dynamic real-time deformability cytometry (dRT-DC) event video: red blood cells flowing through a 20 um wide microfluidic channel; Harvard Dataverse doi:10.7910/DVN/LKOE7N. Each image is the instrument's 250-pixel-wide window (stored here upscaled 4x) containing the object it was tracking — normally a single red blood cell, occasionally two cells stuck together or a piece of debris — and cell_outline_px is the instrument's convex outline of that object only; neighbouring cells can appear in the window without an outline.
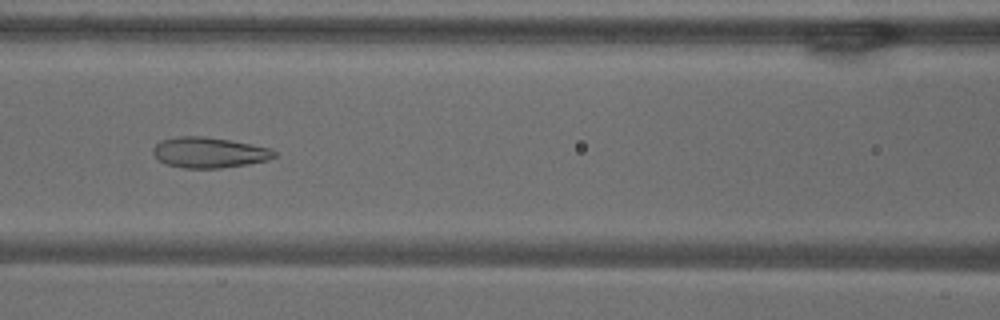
{"species": "common noctule bat (a hibernating species)", "species_latin": "Nyctalus noctula", "temperature_condition": "warm", "stored_images_in_passage": 54, "camera_frame_rate_fps": 3000, "um_per_image_px": 0.085, "animal": {"sex": "male", "body_mass_g": 18.8}, "frame": {"image": 1, "passage_image": 23, "time_ms": 7.333, "image_size_px": [1000, 320], "cell_outline_px": [[276, 156], [268, 160], [248, 164], [220, 168], [184, 168], [164, 164], [152, 152], [152, 148], [160, 140], [180, 136], [204, 136], [228, 140], [272, 148], [276, 152]], "centroid_in_image_um": [17.77, 12.96], "position_along_channel_um": 148.8, "area_um2": 21.62}}
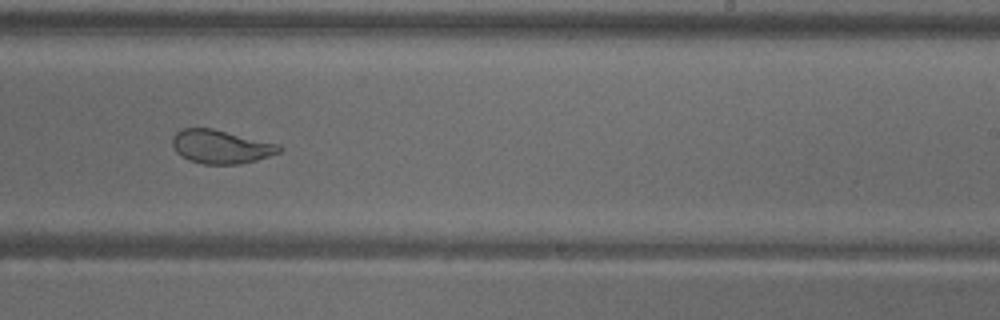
{"frame": {"image": 2, "passage_image": 33, "time_ms": 10.667, "image_size_px": [1000, 320], "cell_outline_px": [[284, 148], [280, 152], [256, 160], [240, 164], [204, 164], [188, 160], [180, 156], [176, 152], [172, 144], [172, 136], [176, 132], [184, 128], [212, 128], [280, 144]], "centroid_in_image_um": [18.77, 12.47], "position_along_channel_um": 270.2, "area_um2": 21.04}}
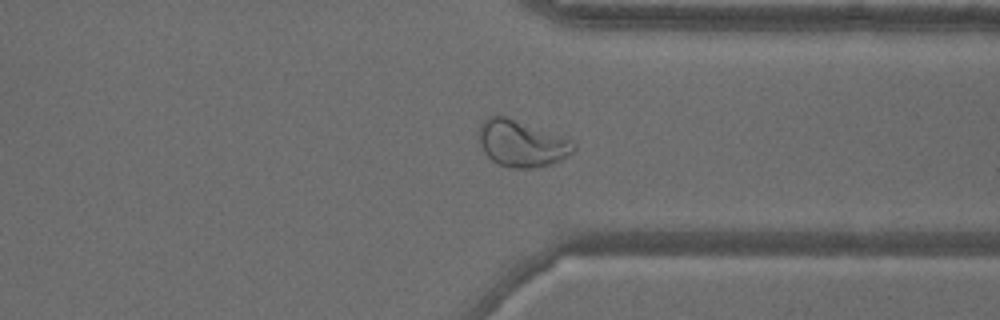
{"frame": {"image": 3, "passage_image": 41, "time_ms": 13.333, "image_size_px": [1000, 320], "cell_outline_px": [[576, 148], [572, 152], [560, 160], [536, 168], [512, 168], [496, 164], [484, 152], [480, 144], [480, 124], [488, 116], [504, 116], [572, 140], [576, 144]], "centroid_in_image_um": [44.33, 12.22], "position_along_channel_um": 367.1, "area_um2": 25.26}, "authors_computed_cell_mechanics": {"area_um2": 26.7903, "velocity_mm_per_s": 3.6543, "shape_relaxation_time_tau1_ms": null, "shape_relaxation_time_tau2_ms": 1.0965, "deformation_change_tau1": null, "deformation_change_tau2": 0.0831}}